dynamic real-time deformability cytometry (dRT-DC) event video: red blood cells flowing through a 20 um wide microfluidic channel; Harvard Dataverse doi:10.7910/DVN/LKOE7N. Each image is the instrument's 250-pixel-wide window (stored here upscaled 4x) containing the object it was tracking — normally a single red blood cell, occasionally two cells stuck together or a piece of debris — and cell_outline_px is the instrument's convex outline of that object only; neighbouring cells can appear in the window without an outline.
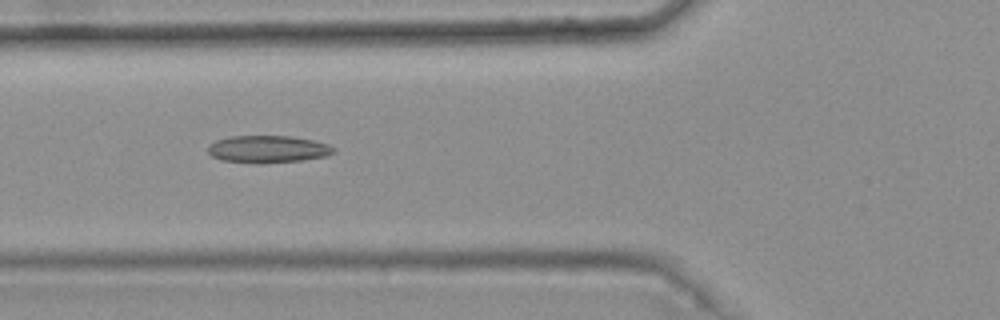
{"species": "common noctule bat (a hibernating species)", "species_latin": "Nyctalus noctula", "temperature_condition": "warm", "stored_images_in_passage": 8, "camera_frame_rate_fps": 3000, "um_per_image_px": 0.085, "animal": {"sex": "female", "body_mass_g": 25.1}, "frame": {"image": 1, "passage_image": 4, "time_ms": 1.0, "image_size_px": [1000, 320], "cell_outline_px": [[336, 152], [324, 156], [304, 160], [260, 164], [256, 164], [224, 160], [212, 156], [208, 152], [208, 144], [216, 140], [228, 136], [292, 136], [312, 140], [328, 144], [336, 148]], "centroid_in_image_um": [22.77, 12.68], "position_along_channel_um": 103.0, "area_um2": 20.17}}
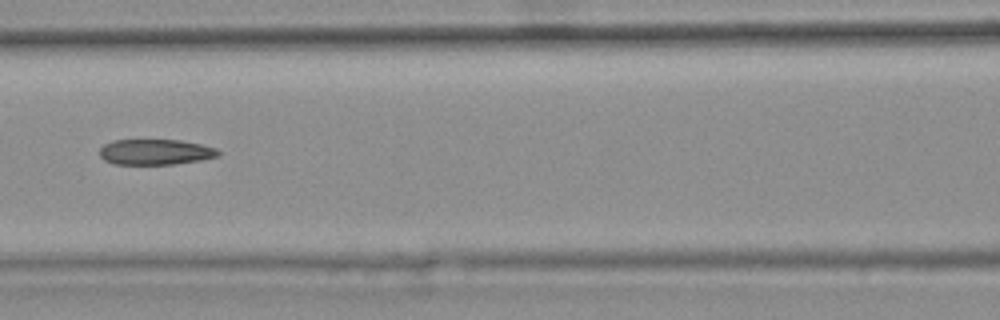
{"frame": {"image": 2, "passage_image": 5, "time_ms": 1.333, "image_size_px": [1000, 320], "cell_outline_px": [[220, 156], [200, 160], [172, 164], [112, 164], [104, 160], [100, 156], [100, 148], [104, 144], [112, 140], [180, 140], [200, 144], [216, 148], [220, 152]], "centroid_in_image_um": [13.19, 12.92], "position_along_channel_um": 153.4, "area_um2": 17.69}}